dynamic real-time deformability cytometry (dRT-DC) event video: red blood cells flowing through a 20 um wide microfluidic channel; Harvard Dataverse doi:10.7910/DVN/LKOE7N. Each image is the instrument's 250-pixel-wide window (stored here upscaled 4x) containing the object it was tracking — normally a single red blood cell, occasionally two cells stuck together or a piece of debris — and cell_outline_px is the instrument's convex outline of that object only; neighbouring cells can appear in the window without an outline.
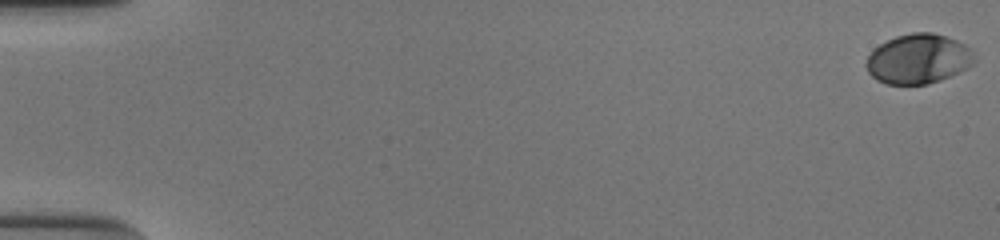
{"species": "human", "species_latin": "Homo sapiens", "temperature_condition": "cold", "stored_images_in_passage": 15, "camera_frame_rate_fps": 3000, "um_per_image_px": 0.085, "donor": {"sex": "male"}, "frame": {"image": 1, "passage_image": 1, "time_ms": 0.0, "image_size_px": [1000, 240], "cell_outline_px": [[976, 60], [968, 68], [960, 72], [940, 80], [928, 84], [884, 84], [876, 80], [868, 72], [864, 64], [868, 56], [880, 44], [896, 36], [912, 32], [932, 32], [956, 40], [964, 44], [968, 48]], "centroid_in_image_um": [78.04, 5.02], "position_along_channel_um": 7.0, "area_um2": 31.27}}